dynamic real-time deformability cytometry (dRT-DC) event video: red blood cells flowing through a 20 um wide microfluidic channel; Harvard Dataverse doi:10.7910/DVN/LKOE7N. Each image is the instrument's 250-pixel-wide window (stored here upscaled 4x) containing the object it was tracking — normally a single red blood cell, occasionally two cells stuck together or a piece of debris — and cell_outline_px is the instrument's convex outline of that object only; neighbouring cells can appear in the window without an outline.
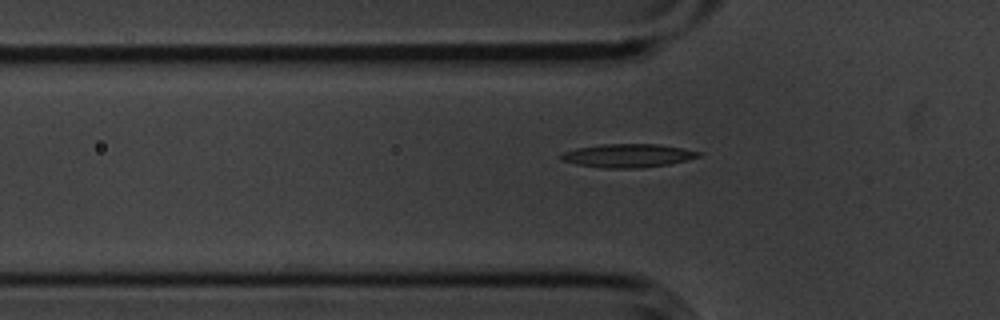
{"species": "common noctule bat (a hibernating species)", "species_latin": "Nyctalus noctula", "temperature_condition": "cold", "stored_images_in_passage": 34, "camera_frame_rate_fps": 3000, "um_per_image_px": 0.085, "animal": {"sex": "male", "body_mass_g": 20.1, "forearm_length_mm": 53.5}, "frame": {"image": 1, "passage_image": 6, "time_ms": 1.667, "image_size_px": [1000, 320], "cell_outline_px": [[704, 152], [700, 156], [668, 164], [640, 168], [604, 168], [576, 164], [564, 160], [556, 156], [564, 152], [576, 148], [604, 144], [656, 144]], "centroid_in_image_um": [53.34, 13.23], "position_along_channel_um": 72.5, "area_um2": 18.61}}
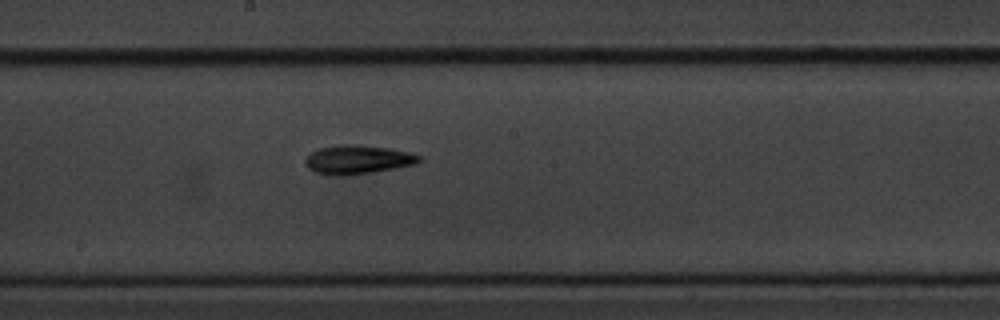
{"frame": {"image": 2, "passage_image": 18, "time_ms": 5.667, "image_size_px": [1000, 320], "cell_outline_px": [[420, 160], [416, 164], [396, 168], [344, 176], [328, 176], [316, 172], [308, 168], [304, 164], [304, 160], [312, 152], [320, 148], [336, 144], [352, 144], [392, 148], [408, 152], [420, 156]], "centroid_in_image_um": [30.37, 13.56], "position_along_channel_um": 217.8, "area_um2": 19.25}}
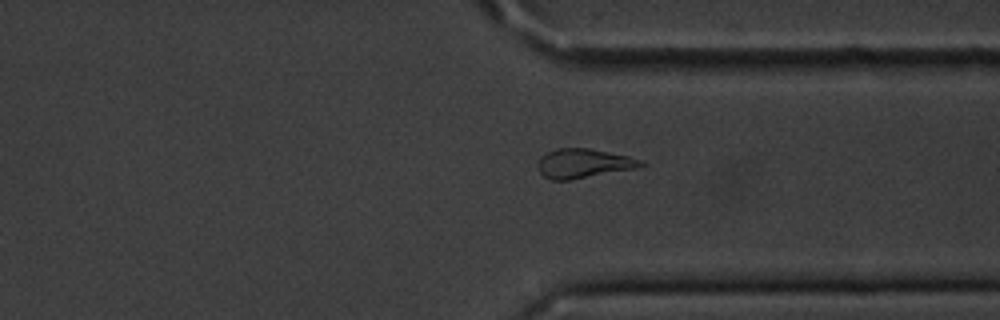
{"frame": {"image": 3, "passage_image": 30, "time_ms": 9.667, "image_size_px": [1000, 320], "cell_outline_px": [[644, 164], [636, 168], [568, 180], [552, 180], [544, 176], [540, 172], [536, 164], [540, 156], [556, 148], [588, 148], [628, 156], [644, 160]], "centroid_in_image_um": [49.56, 13.88], "position_along_channel_um": 361.8, "area_um2": 17.46}}